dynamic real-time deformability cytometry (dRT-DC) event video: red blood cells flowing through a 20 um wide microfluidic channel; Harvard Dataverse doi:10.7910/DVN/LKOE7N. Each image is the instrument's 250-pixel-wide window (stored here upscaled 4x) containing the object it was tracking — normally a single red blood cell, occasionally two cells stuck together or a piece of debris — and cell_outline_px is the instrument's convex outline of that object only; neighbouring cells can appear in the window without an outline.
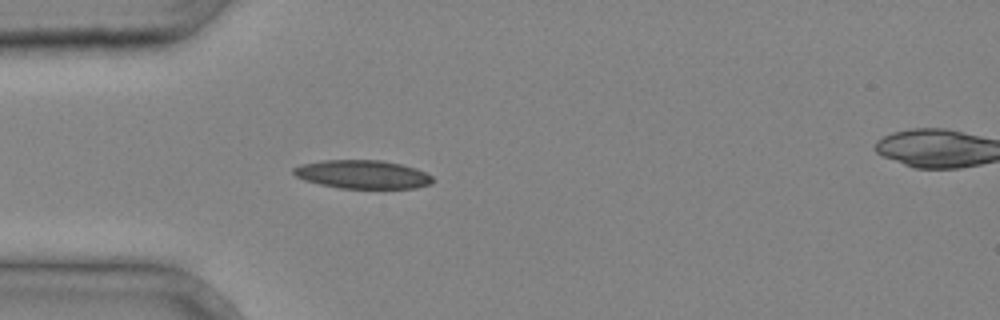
{"species": "common noctule bat (a hibernating species)", "species_latin": "Nyctalus noctula", "temperature_condition": "cold", "stored_images_in_passage": 3, "camera_frame_rate_fps": 3000, "um_per_image_px": 0.085, "animal": {"sex": "male", "body_mass_g": 20.4}, "frame": {"image": 1, "passage_image": 2, "time_ms": 0.333, "image_size_px": [1000, 320], "cell_outline_px": [[436, 180], [432, 184], [416, 188], [340, 188], [320, 184], [304, 180], [296, 176], [292, 172], [292, 168], [300, 164], [324, 160], [380, 160], [400, 164], [416, 168], [432, 176]], "centroid_in_image_um": [30.83, 14.82], "position_along_channel_um": 54.2, "area_um2": 23.18}}